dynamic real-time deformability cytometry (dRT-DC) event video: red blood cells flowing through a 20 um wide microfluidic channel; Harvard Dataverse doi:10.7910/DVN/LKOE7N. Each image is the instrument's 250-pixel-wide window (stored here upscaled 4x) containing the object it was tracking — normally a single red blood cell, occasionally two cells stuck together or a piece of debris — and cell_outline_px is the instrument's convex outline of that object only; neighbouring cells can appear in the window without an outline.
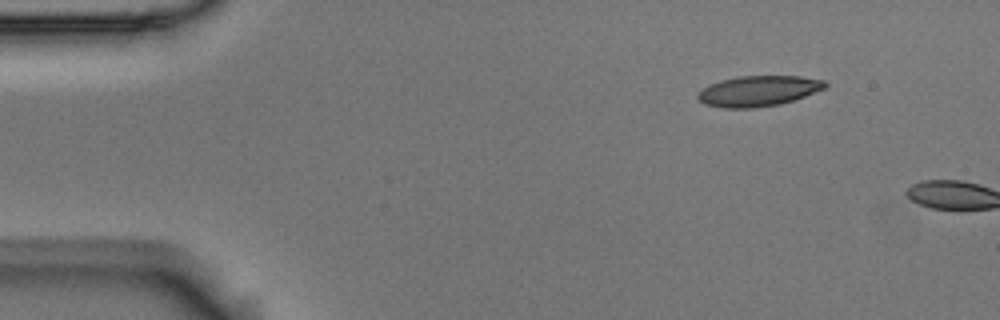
{"species": "Egyptian fruit bat (a non-hibernating species)", "species_latin": "Rousettus aegyptiacus", "temperature_condition": "room temperature", "stored_images_in_passage": 2, "camera_frame_rate_fps": 3000, "um_per_image_px": 0.085, "animal": {"sex": "male"}, "frame": {"image": 1, "passage_image": 1, "time_ms": 0.0, "image_size_px": [1000, 320], "cell_outline_px": [[828, 84], [824, 88], [804, 96], [780, 104], [752, 108], [724, 108], [704, 104], [696, 96], [696, 92], [708, 84], [720, 80], [736, 76], [800, 76], [824, 80]], "centroid_in_image_um": [64.4, 7.72], "position_along_channel_um": 20.6, "area_um2": 22.72}}